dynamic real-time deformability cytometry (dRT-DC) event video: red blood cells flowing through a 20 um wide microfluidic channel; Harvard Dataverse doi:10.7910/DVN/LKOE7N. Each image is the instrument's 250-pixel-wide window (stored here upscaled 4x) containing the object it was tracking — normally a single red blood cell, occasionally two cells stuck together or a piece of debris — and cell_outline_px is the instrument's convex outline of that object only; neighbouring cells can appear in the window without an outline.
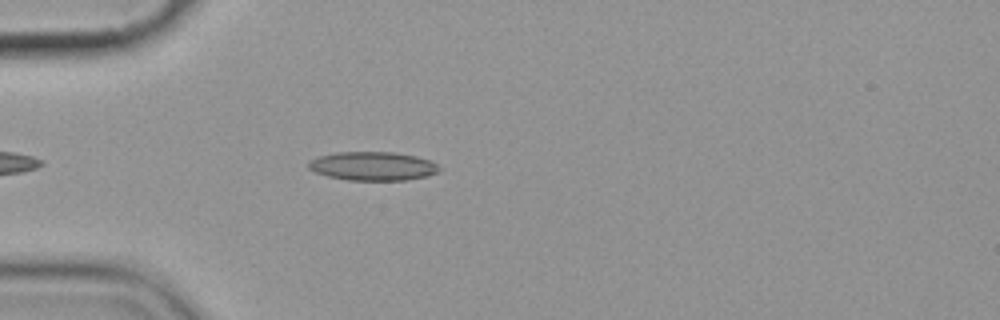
{"species": "common noctule bat (a hibernating species)", "species_latin": "Nyctalus noctula", "temperature_condition": "cold", "stored_images_in_passage": 4, "camera_frame_rate_fps": 3000, "um_per_image_px": 0.085, "animal": {"sex": "female", "body_mass_g": 19.9}, "frame": {"image": 1, "passage_image": 4, "time_ms": 3.333, "image_size_px": [1000, 320], "cell_outline_px": [[440, 168], [436, 172], [428, 176], [404, 180], [348, 180], [328, 176], [316, 172], [308, 168], [308, 164], [316, 156], [336, 152], [392, 152], [416, 156], [432, 160]], "centroid_in_image_um": [31.69, 14.11], "position_along_channel_um": 53.3, "area_um2": 21.85}}